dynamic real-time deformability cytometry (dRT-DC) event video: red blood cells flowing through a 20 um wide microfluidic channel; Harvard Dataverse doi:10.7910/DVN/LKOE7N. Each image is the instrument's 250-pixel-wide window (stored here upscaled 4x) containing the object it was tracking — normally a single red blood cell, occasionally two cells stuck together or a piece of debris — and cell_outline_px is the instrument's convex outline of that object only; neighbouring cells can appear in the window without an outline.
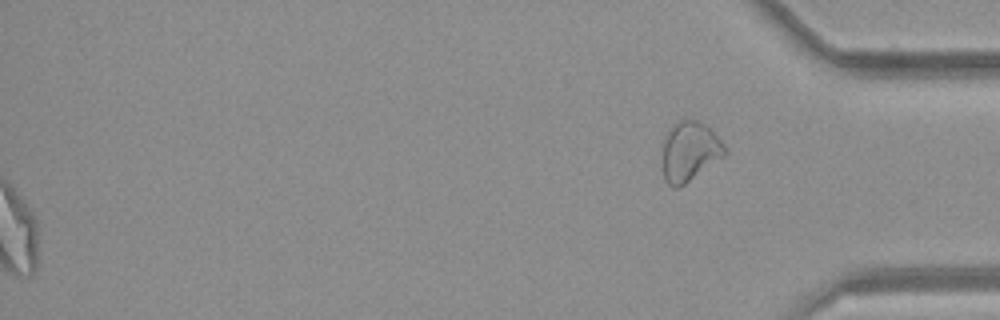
{"species": "common noctule bat (a hibernating species)", "species_latin": "Nyctalus noctula", "temperature_condition": "room temperature", "stored_images_in_passage": 50, "segment_of_instrument_passage": [2, 2], "camera_frame_rate_fps": 3000, "um_per_image_px": 0.085, "animal": {"sex": "female", "body_mass_g": 21.9}, "frame": {"image": 1, "passage_image": 50, "time_ms": 16.333, "image_size_px": [1000, 320], "cell_outline_px": [[728, 152], [724, 156], [684, 184], [676, 188], [672, 188], [664, 180], [664, 140], [668, 128], [676, 120], [696, 120], [704, 124], [728, 148]], "centroid_in_image_um": [58.62, 12.86], "position_along_channel_um": 376.6, "area_um2": 21.39}}